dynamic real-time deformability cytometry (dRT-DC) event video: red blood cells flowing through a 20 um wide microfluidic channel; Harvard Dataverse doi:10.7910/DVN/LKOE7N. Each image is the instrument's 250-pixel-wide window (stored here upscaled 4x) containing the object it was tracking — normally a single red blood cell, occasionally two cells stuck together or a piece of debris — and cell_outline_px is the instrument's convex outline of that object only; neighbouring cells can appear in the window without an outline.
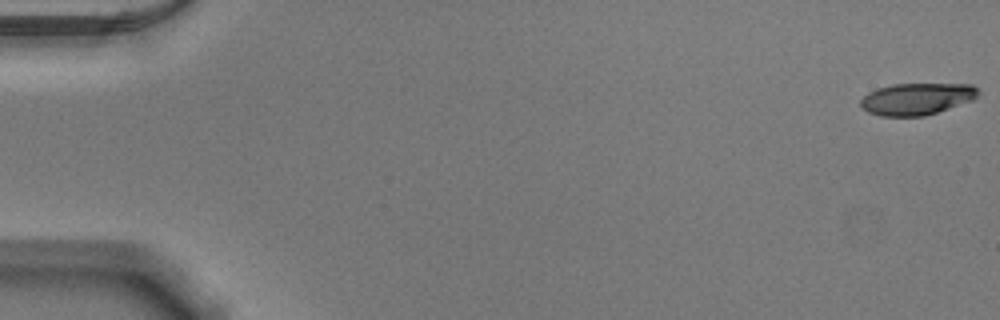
{"species": "Egyptian fruit bat (a non-hibernating species)", "species_latin": "Rousettus aegyptiacus", "temperature_condition": "warm", "stored_images_in_passage": 53, "camera_frame_rate_fps": 3000, "um_per_image_px": 0.085, "animal": {"sex": "male"}, "frame": {"image": 1, "passage_image": 1, "time_ms": 0.0, "image_size_px": [1000, 320], "cell_outline_px": [[980, 92], [972, 100], [924, 116], [880, 116], [868, 112], [860, 104], [860, 100], [868, 92], [876, 88], [892, 84], [972, 84], [980, 88]], "centroid_in_image_um": [77.92, 8.39], "position_along_channel_um": 7.1, "area_um2": 21.79}}
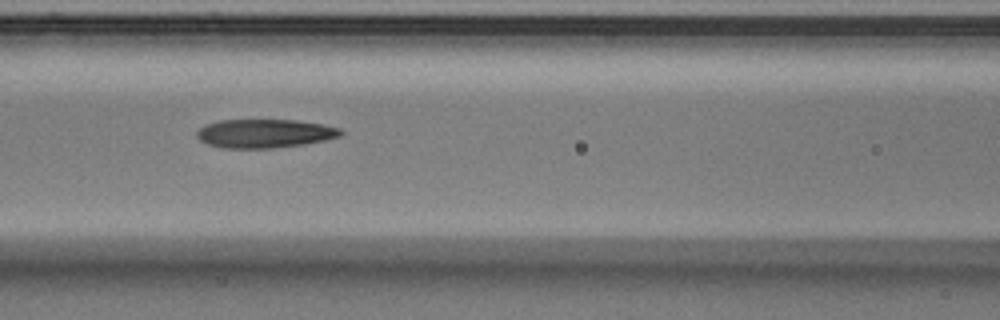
{"frame": {"image": 2, "passage_image": 24, "time_ms": 7.667, "image_size_px": [1000, 320], "cell_outline_px": [[344, 132], [340, 136], [324, 140], [304, 144], [272, 148], [224, 148], [208, 144], [200, 140], [196, 136], [196, 132], [204, 124], [220, 120], [296, 120], [320, 124], [340, 128]], "centroid_in_image_um": [22.47, 11.34], "position_along_channel_um": 144.1, "area_um2": 23.99}}
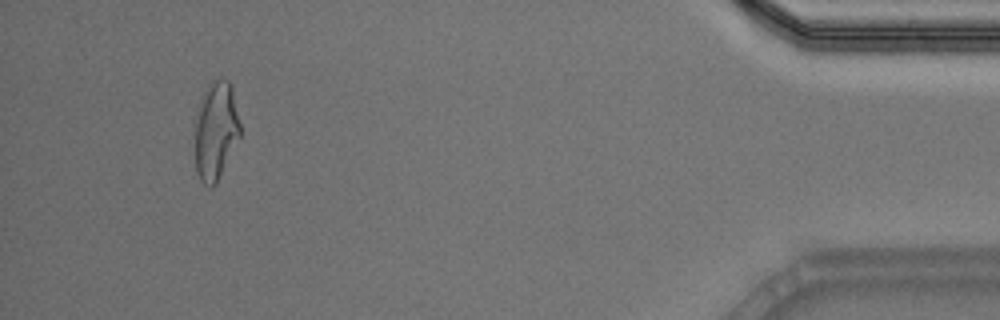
{"frame": {"image": 3, "passage_image": 50, "time_ms": 16.333, "image_size_px": [1000, 320], "cell_outline_px": [[240, 136], [216, 184], [212, 188], [204, 184], [200, 180], [196, 172], [196, 124], [204, 92], [208, 84], [212, 80], [228, 80], [232, 84], [240, 124]], "centroid_in_image_um": [18.37, 11.13], "position_along_channel_um": 416.8, "area_um2": 25.43}, "authors_computed_cell_mechanics": {"area_um2": 23.9292, "velocity_mm_per_s": 3.8967, "shape_relaxation_time_tau1_ms": null, "shape_relaxation_time_tau2_ms": 3.753, "deformation_change_tau1": null, "deformation_change_tau2": 0.1444}}